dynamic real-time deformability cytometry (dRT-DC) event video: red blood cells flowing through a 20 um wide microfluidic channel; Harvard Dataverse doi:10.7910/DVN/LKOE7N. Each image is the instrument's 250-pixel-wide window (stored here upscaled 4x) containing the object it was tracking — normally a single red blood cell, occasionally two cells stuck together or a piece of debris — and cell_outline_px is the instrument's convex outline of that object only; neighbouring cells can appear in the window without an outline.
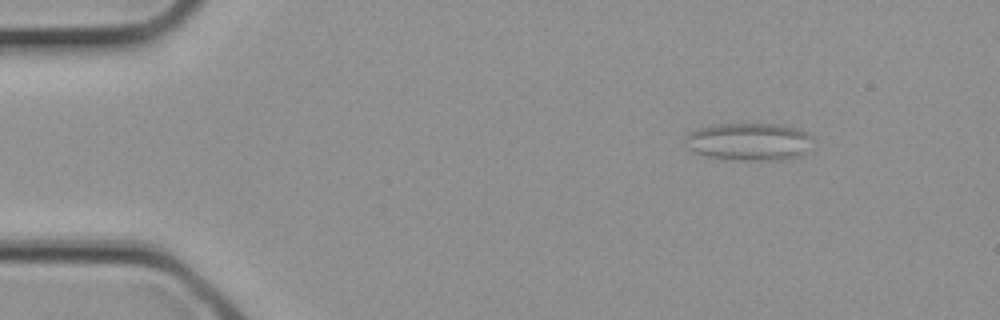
{"species": "common noctule bat (a hibernating species)", "species_latin": "Nyctalus noctula", "temperature_condition": "cold", "stored_images_in_passage": 2, "camera_frame_rate_fps": 3000, "um_per_image_px": 0.085, "animal": {"sex": "female", "body_mass_g": 21.9}, "frame": {"image": 1, "passage_image": 1, "time_ms": 0.0, "image_size_px": [1000, 320], "cell_outline_px": [[816, 140], [804, 156], [788, 160], [724, 160], [704, 156], [688, 148], [684, 144], [684, 136], [688, 132], [700, 128], [716, 124], [784, 124], [800, 128], [808, 132]], "centroid_in_image_um": [63.75, 12.06], "position_along_channel_um": 21.3, "area_um2": 29.13}}